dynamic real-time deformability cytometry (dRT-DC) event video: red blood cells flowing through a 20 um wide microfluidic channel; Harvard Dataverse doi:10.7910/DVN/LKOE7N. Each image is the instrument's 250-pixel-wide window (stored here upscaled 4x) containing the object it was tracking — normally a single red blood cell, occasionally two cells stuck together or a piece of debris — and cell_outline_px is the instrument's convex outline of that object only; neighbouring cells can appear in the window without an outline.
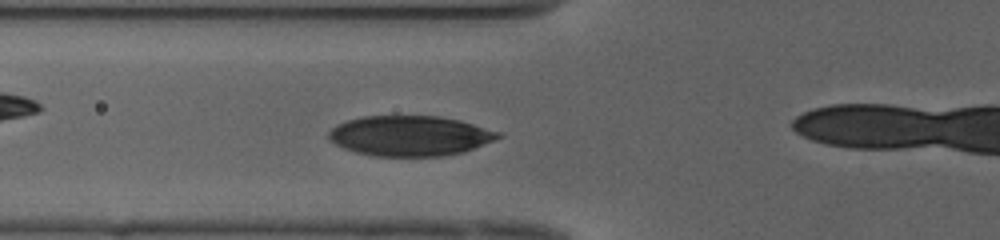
{"species": "human", "species_latin": "Homo sapiens", "temperature_condition": "cold", "stored_images_in_passage": 39, "camera_frame_rate_fps": 3000, "um_per_image_px": 0.085, "donor": {"sex": "female"}, "frame": {"image": 1, "passage_image": 14, "time_ms": 4.333, "image_size_px": [1000, 240], "cell_outline_px": [[504, 136], [464, 152], [440, 156], [376, 156], [356, 152], [344, 148], [328, 140], [328, 132], [336, 124], [348, 120], [364, 116], [440, 116], [460, 120], [500, 132]], "centroid_in_image_um": [34.84, 11.54], "position_along_channel_um": 91.0, "area_um2": 39.71}}
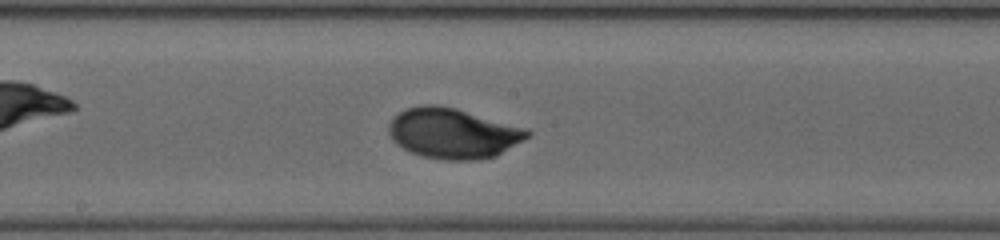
{"frame": {"image": 2, "passage_image": 23, "time_ms": 7.333, "image_size_px": [1000, 240], "cell_outline_px": [[532, 136], [496, 156], [476, 160], [444, 160], [424, 156], [412, 152], [396, 144], [392, 140], [388, 132], [388, 124], [404, 108], [424, 104], [432, 104], [456, 108], [528, 128], [532, 132]], "centroid_in_image_um": [38.55, 11.32], "position_along_channel_um": 209.7, "area_um2": 40.86}}
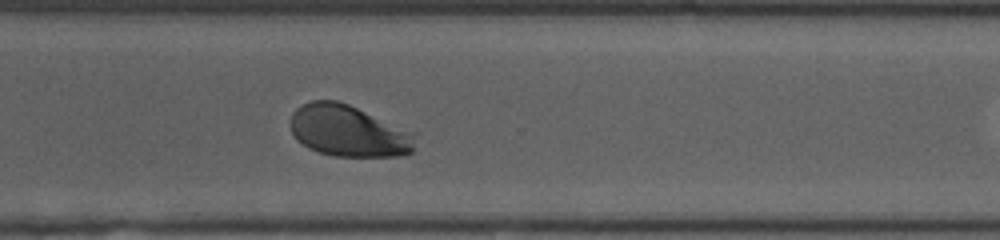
{"frame": {"image": 3, "passage_image": 33, "time_ms": 10.667, "image_size_px": [1000, 240], "cell_outline_px": [[416, 132], [412, 152], [404, 156], [336, 156], [320, 152], [308, 148], [292, 132], [292, 112], [296, 108], [312, 100], [336, 100], [348, 104]], "centroid_in_image_um": [29.67, 11.13], "position_along_channel_um": 340.9, "area_um2": 37.28}}